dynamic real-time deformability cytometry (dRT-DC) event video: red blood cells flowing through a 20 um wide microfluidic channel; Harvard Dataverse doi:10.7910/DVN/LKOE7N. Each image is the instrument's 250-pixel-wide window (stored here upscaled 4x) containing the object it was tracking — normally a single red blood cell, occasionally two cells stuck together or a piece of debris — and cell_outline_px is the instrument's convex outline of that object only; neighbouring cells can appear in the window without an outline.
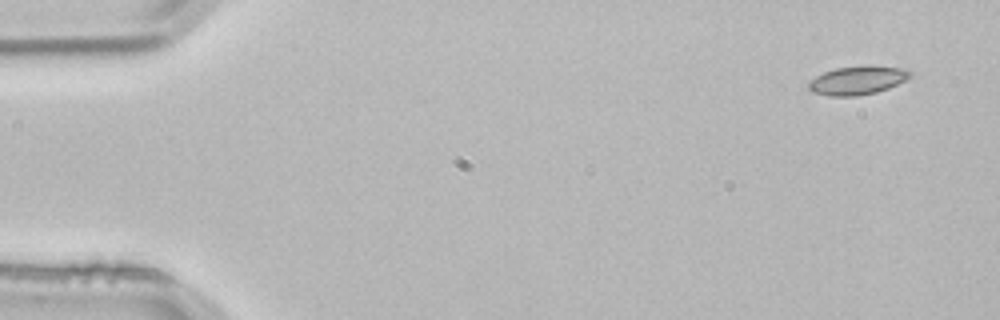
{"species": "common noctule bat (a hibernating species)", "species_latin": "Nyctalus noctula", "temperature_condition": "room temperature", "stored_images_in_passage": 3, "camera_frame_rate_fps": 3000, "um_per_image_px": 0.085, "animal": {"sex": "male", "body_mass_g": 21.5, "forearm_length_mm": 52.0}, "frame": {"image": 1, "passage_image": 1, "time_ms": 0.0, "image_size_px": [1000, 320], "cell_outline_px": [[912, 76], [888, 88], [876, 92], [856, 96], [828, 96], [812, 92], [808, 88], [808, 80], [824, 72], [836, 68], [868, 64], [908, 68], [912, 72]], "centroid_in_image_um": [72.9, 6.8], "position_along_channel_um": 12.1, "area_um2": 17.28}}